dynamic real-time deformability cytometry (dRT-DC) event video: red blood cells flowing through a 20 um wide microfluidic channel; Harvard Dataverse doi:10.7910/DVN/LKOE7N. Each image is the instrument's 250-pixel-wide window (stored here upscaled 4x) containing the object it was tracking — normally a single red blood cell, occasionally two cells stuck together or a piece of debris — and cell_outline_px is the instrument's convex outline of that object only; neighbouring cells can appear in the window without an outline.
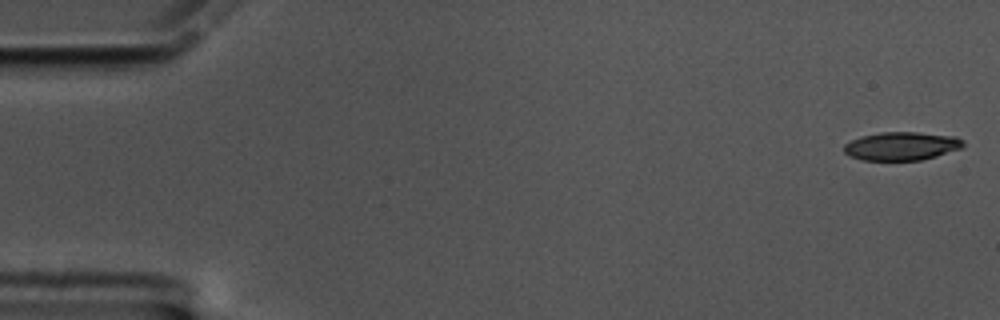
{"species": "common noctule bat (a hibernating species)", "species_latin": "Nyctalus noctula", "temperature_condition": "cold", "stored_images_in_passage": 59, "camera_frame_rate_fps": 3000, "um_per_image_px": 0.085, "animal": {"sex": "male", "body_mass_g": 17.5, "forearm_length_mm": 52.3}, "frame": {"image": 1, "passage_image": 1, "time_ms": 0.0, "image_size_px": [1000, 320], "cell_outline_px": [[964, 148], [936, 156], [920, 160], [860, 160], [848, 156], [844, 152], [844, 144], [860, 136], [880, 132], [920, 132], [956, 136], [964, 140]], "centroid_in_image_um": [76.65, 12.41], "position_along_channel_um": 8.4, "area_um2": 20.0}}
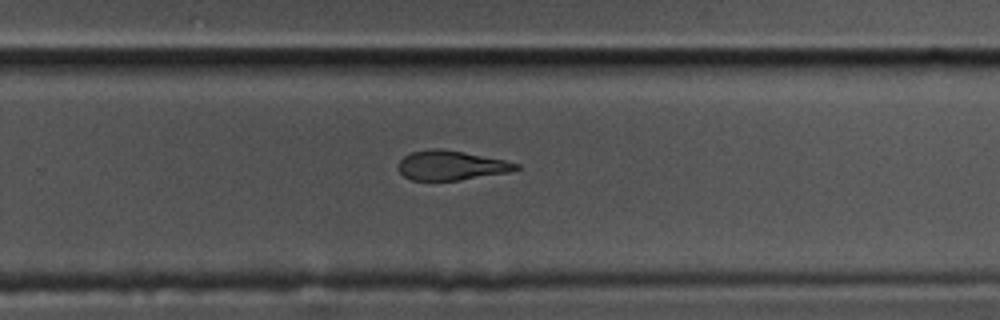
{"frame": {"image": 2, "passage_image": 38, "time_ms": 12.333, "image_size_px": [1000, 320], "cell_outline_px": [[520, 168], [508, 172], [456, 180], [412, 180], [404, 176], [400, 172], [400, 160], [404, 156], [412, 152], [432, 148], [436, 148], [464, 152], [504, 160], [520, 164]], "centroid_in_image_um": [38.35, 14.05], "position_along_channel_um": 291.5, "area_um2": 19.83}}
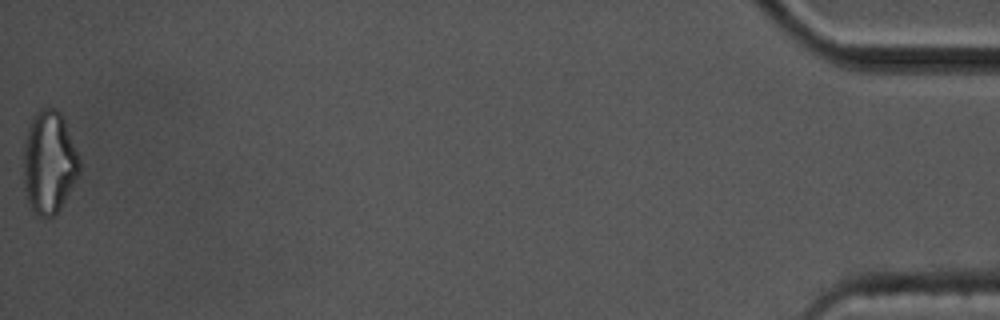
{"frame": {"image": 3, "passage_image": 59, "time_ms": 19.333, "image_size_px": [1000, 320], "cell_outline_px": [[80, 172], [60, 208], [52, 216], [36, 216], [28, 200], [24, 188], [24, 140], [32, 116], [40, 108], [56, 108], [60, 112], [64, 120], [80, 160]], "centroid_in_image_um": [4.16, 13.77], "position_along_channel_um": 431.0, "area_um2": 33.23}, "authors_computed_cell_mechanics": {"area_um2": 21.8484, "velocity_mm_per_s": 3.3955, "shape_relaxation_time_tau1_ms": 7.067, "shape_relaxation_time_tau2_ms": 6.0632, "deformation_change_tau1": 0.163, "deformation_change_tau2": 0.1612}}